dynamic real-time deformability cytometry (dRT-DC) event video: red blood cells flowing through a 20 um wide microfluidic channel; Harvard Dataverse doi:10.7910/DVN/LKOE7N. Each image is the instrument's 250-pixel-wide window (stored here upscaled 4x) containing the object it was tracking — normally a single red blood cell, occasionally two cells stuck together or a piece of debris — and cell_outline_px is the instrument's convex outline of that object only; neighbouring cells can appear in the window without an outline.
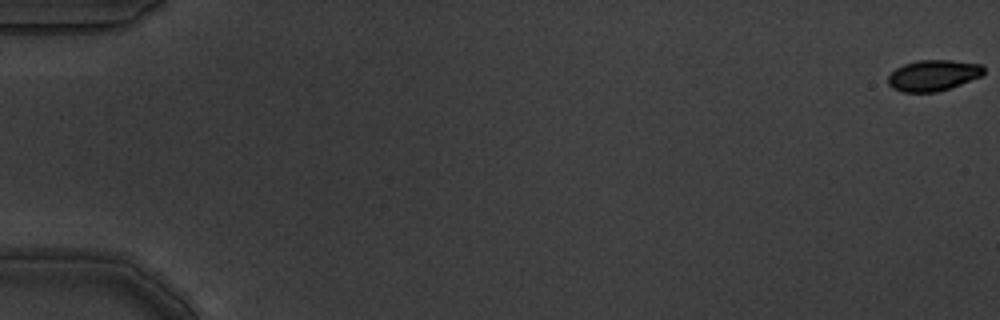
{"species": "common noctule bat (a hibernating species)", "species_latin": "Nyctalus noctula", "temperature_condition": "warm", "stored_images_in_passage": 3, "camera_frame_rate_fps": 3000, "um_per_image_px": 0.085, "animal": {"sex": "male", "body_mass_g": 19.5, "forearm_length_mm": 54.6}, "frame": {"image": 1, "passage_image": 1, "time_ms": 0.0, "image_size_px": [1000, 320], "cell_outline_px": [[984, 72], [980, 76], [960, 84], [936, 92], [904, 92], [892, 88], [888, 84], [888, 76], [896, 68], [904, 64], [916, 60], [952, 60], [980, 64], [984, 68]], "centroid_in_image_um": [79.29, 6.4], "position_along_channel_um": 5.7, "area_um2": 17.11}}